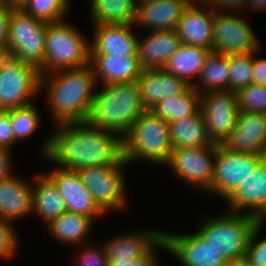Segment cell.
<instances>
[{
  "mask_svg": "<svg viewBox=\"0 0 266 266\" xmlns=\"http://www.w3.org/2000/svg\"><path fill=\"white\" fill-rule=\"evenodd\" d=\"M41 147L42 156L61 168L116 165L123 158V139L88 121L59 124Z\"/></svg>",
  "mask_w": 266,
  "mask_h": 266,
  "instance_id": "6da1fadb",
  "label": "cell"
},
{
  "mask_svg": "<svg viewBox=\"0 0 266 266\" xmlns=\"http://www.w3.org/2000/svg\"><path fill=\"white\" fill-rule=\"evenodd\" d=\"M97 80L91 64L40 76L53 124L86 122L96 94Z\"/></svg>",
  "mask_w": 266,
  "mask_h": 266,
  "instance_id": "7a4b0ae2",
  "label": "cell"
},
{
  "mask_svg": "<svg viewBox=\"0 0 266 266\" xmlns=\"http://www.w3.org/2000/svg\"><path fill=\"white\" fill-rule=\"evenodd\" d=\"M93 99L88 122L103 131L118 134L122 139L134 122L144 114L137 81L101 85Z\"/></svg>",
  "mask_w": 266,
  "mask_h": 266,
  "instance_id": "3957f363",
  "label": "cell"
},
{
  "mask_svg": "<svg viewBox=\"0 0 266 266\" xmlns=\"http://www.w3.org/2000/svg\"><path fill=\"white\" fill-rule=\"evenodd\" d=\"M172 150L169 123L149 110L134 122L123 138V156L128 165L144 160L164 166Z\"/></svg>",
  "mask_w": 266,
  "mask_h": 266,
  "instance_id": "277c9868",
  "label": "cell"
},
{
  "mask_svg": "<svg viewBox=\"0 0 266 266\" xmlns=\"http://www.w3.org/2000/svg\"><path fill=\"white\" fill-rule=\"evenodd\" d=\"M66 20L47 23L43 66L40 76L90 64V42Z\"/></svg>",
  "mask_w": 266,
  "mask_h": 266,
  "instance_id": "5b68a950",
  "label": "cell"
},
{
  "mask_svg": "<svg viewBox=\"0 0 266 266\" xmlns=\"http://www.w3.org/2000/svg\"><path fill=\"white\" fill-rule=\"evenodd\" d=\"M204 216L197 231L227 262L245 256L251 234L260 220L248 214L226 212Z\"/></svg>",
  "mask_w": 266,
  "mask_h": 266,
  "instance_id": "8992f818",
  "label": "cell"
},
{
  "mask_svg": "<svg viewBox=\"0 0 266 266\" xmlns=\"http://www.w3.org/2000/svg\"><path fill=\"white\" fill-rule=\"evenodd\" d=\"M47 23L26 14L21 8H13L8 22L6 53L22 62L43 66Z\"/></svg>",
  "mask_w": 266,
  "mask_h": 266,
  "instance_id": "52a82bcc",
  "label": "cell"
},
{
  "mask_svg": "<svg viewBox=\"0 0 266 266\" xmlns=\"http://www.w3.org/2000/svg\"><path fill=\"white\" fill-rule=\"evenodd\" d=\"M124 158L116 165L84 167L76 170L86 190L97 205L105 212L126 209L128 197Z\"/></svg>",
  "mask_w": 266,
  "mask_h": 266,
  "instance_id": "ba28073f",
  "label": "cell"
},
{
  "mask_svg": "<svg viewBox=\"0 0 266 266\" xmlns=\"http://www.w3.org/2000/svg\"><path fill=\"white\" fill-rule=\"evenodd\" d=\"M40 91V74L32 64L7 57L0 71V111L32 103Z\"/></svg>",
  "mask_w": 266,
  "mask_h": 266,
  "instance_id": "9c48e42d",
  "label": "cell"
},
{
  "mask_svg": "<svg viewBox=\"0 0 266 266\" xmlns=\"http://www.w3.org/2000/svg\"><path fill=\"white\" fill-rule=\"evenodd\" d=\"M216 144L173 149L165 164L186 185L208 192L214 177Z\"/></svg>",
  "mask_w": 266,
  "mask_h": 266,
  "instance_id": "30bf717a",
  "label": "cell"
},
{
  "mask_svg": "<svg viewBox=\"0 0 266 266\" xmlns=\"http://www.w3.org/2000/svg\"><path fill=\"white\" fill-rule=\"evenodd\" d=\"M266 156L232 152L216 144L214 177L209 193L226 201Z\"/></svg>",
  "mask_w": 266,
  "mask_h": 266,
  "instance_id": "8fae6325",
  "label": "cell"
},
{
  "mask_svg": "<svg viewBox=\"0 0 266 266\" xmlns=\"http://www.w3.org/2000/svg\"><path fill=\"white\" fill-rule=\"evenodd\" d=\"M238 13L215 11L213 20V51L228 55L254 53L261 49L260 41L247 19Z\"/></svg>",
  "mask_w": 266,
  "mask_h": 266,
  "instance_id": "7c38bea8",
  "label": "cell"
},
{
  "mask_svg": "<svg viewBox=\"0 0 266 266\" xmlns=\"http://www.w3.org/2000/svg\"><path fill=\"white\" fill-rule=\"evenodd\" d=\"M200 111L204 117L208 138L212 143L221 145L237 122L239 109L236 93L229 90L203 93Z\"/></svg>",
  "mask_w": 266,
  "mask_h": 266,
  "instance_id": "4fadbf2b",
  "label": "cell"
},
{
  "mask_svg": "<svg viewBox=\"0 0 266 266\" xmlns=\"http://www.w3.org/2000/svg\"><path fill=\"white\" fill-rule=\"evenodd\" d=\"M167 253L182 266H227V261L196 231L190 234L163 231Z\"/></svg>",
  "mask_w": 266,
  "mask_h": 266,
  "instance_id": "5bb4252c",
  "label": "cell"
},
{
  "mask_svg": "<svg viewBox=\"0 0 266 266\" xmlns=\"http://www.w3.org/2000/svg\"><path fill=\"white\" fill-rule=\"evenodd\" d=\"M43 173L57 187L68 212L84 215L93 220L106 214L86 190L76 170L56 166L54 170Z\"/></svg>",
  "mask_w": 266,
  "mask_h": 266,
  "instance_id": "9a60e30c",
  "label": "cell"
},
{
  "mask_svg": "<svg viewBox=\"0 0 266 266\" xmlns=\"http://www.w3.org/2000/svg\"><path fill=\"white\" fill-rule=\"evenodd\" d=\"M228 212L248 214L266 221V157L226 200ZM246 209V210H245Z\"/></svg>",
  "mask_w": 266,
  "mask_h": 266,
  "instance_id": "2e32d148",
  "label": "cell"
},
{
  "mask_svg": "<svg viewBox=\"0 0 266 266\" xmlns=\"http://www.w3.org/2000/svg\"><path fill=\"white\" fill-rule=\"evenodd\" d=\"M221 146L232 152L266 156V114L239 112L234 129Z\"/></svg>",
  "mask_w": 266,
  "mask_h": 266,
  "instance_id": "e0dca14e",
  "label": "cell"
},
{
  "mask_svg": "<svg viewBox=\"0 0 266 266\" xmlns=\"http://www.w3.org/2000/svg\"><path fill=\"white\" fill-rule=\"evenodd\" d=\"M214 13L208 3H190L176 27L181 44L213 50Z\"/></svg>",
  "mask_w": 266,
  "mask_h": 266,
  "instance_id": "ac0fdd59",
  "label": "cell"
},
{
  "mask_svg": "<svg viewBox=\"0 0 266 266\" xmlns=\"http://www.w3.org/2000/svg\"><path fill=\"white\" fill-rule=\"evenodd\" d=\"M133 25H95L94 37L89 41L90 55L138 57V37L132 32Z\"/></svg>",
  "mask_w": 266,
  "mask_h": 266,
  "instance_id": "d6986e66",
  "label": "cell"
},
{
  "mask_svg": "<svg viewBox=\"0 0 266 266\" xmlns=\"http://www.w3.org/2000/svg\"><path fill=\"white\" fill-rule=\"evenodd\" d=\"M180 45L176 29L150 31L143 40H138L137 56L141 70L163 69Z\"/></svg>",
  "mask_w": 266,
  "mask_h": 266,
  "instance_id": "ffe728a7",
  "label": "cell"
},
{
  "mask_svg": "<svg viewBox=\"0 0 266 266\" xmlns=\"http://www.w3.org/2000/svg\"><path fill=\"white\" fill-rule=\"evenodd\" d=\"M190 0H152L137 5L134 24L150 31L173 30Z\"/></svg>",
  "mask_w": 266,
  "mask_h": 266,
  "instance_id": "44dd1931",
  "label": "cell"
},
{
  "mask_svg": "<svg viewBox=\"0 0 266 266\" xmlns=\"http://www.w3.org/2000/svg\"><path fill=\"white\" fill-rule=\"evenodd\" d=\"M33 185L18 174L0 181V220L13 223L32 213Z\"/></svg>",
  "mask_w": 266,
  "mask_h": 266,
  "instance_id": "7402d4cb",
  "label": "cell"
},
{
  "mask_svg": "<svg viewBox=\"0 0 266 266\" xmlns=\"http://www.w3.org/2000/svg\"><path fill=\"white\" fill-rule=\"evenodd\" d=\"M163 231L139 228L105 241L103 245L108 260H128L145 255L163 237Z\"/></svg>",
  "mask_w": 266,
  "mask_h": 266,
  "instance_id": "603a6c76",
  "label": "cell"
},
{
  "mask_svg": "<svg viewBox=\"0 0 266 266\" xmlns=\"http://www.w3.org/2000/svg\"><path fill=\"white\" fill-rule=\"evenodd\" d=\"M137 82L142 103L147 110L162 99L179 95L190 87L185 80L167 73L164 69L143 70Z\"/></svg>",
  "mask_w": 266,
  "mask_h": 266,
  "instance_id": "cb8c5ba5",
  "label": "cell"
},
{
  "mask_svg": "<svg viewBox=\"0 0 266 266\" xmlns=\"http://www.w3.org/2000/svg\"><path fill=\"white\" fill-rule=\"evenodd\" d=\"M90 64L100 85L134 82L142 71L138 57L90 55Z\"/></svg>",
  "mask_w": 266,
  "mask_h": 266,
  "instance_id": "d4e9b609",
  "label": "cell"
},
{
  "mask_svg": "<svg viewBox=\"0 0 266 266\" xmlns=\"http://www.w3.org/2000/svg\"><path fill=\"white\" fill-rule=\"evenodd\" d=\"M35 176V181L32 183V214L36 213L40 221L48 225L67 210L55 184L43 172Z\"/></svg>",
  "mask_w": 266,
  "mask_h": 266,
  "instance_id": "484cf974",
  "label": "cell"
},
{
  "mask_svg": "<svg viewBox=\"0 0 266 266\" xmlns=\"http://www.w3.org/2000/svg\"><path fill=\"white\" fill-rule=\"evenodd\" d=\"M94 221L90 217L66 211L45 226L49 236L55 241L67 244L66 246H80L88 244Z\"/></svg>",
  "mask_w": 266,
  "mask_h": 266,
  "instance_id": "4316f807",
  "label": "cell"
},
{
  "mask_svg": "<svg viewBox=\"0 0 266 266\" xmlns=\"http://www.w3.org/2000/svg\"><path fill=\"white\" fill-rule=\"evenodd\" d=\"M211 51L213 50L181 44L163 69L167 73L185 80L190 86H194L193 79L198 80L205 59Z\"/></svg>",
  "mask_w": 266,
  "mask_h": 266,
  "instance_id": "83f0119b",
  "label": "cell"
},
{
  "mask_svg": "<svg viewBox=\"0 0 266 266\" xmlns=\"http://www.w3.org/2000/svg\"><path fill=\"white\" fill-rule=\"evenodd\" d=\"M170 140L173 149L211 146L204 117L199 110L196 114L169 122Z\"/></svg>",
  "mask_w": 266,
  "mask_h": 266,
  "instance_id": "f1b7e54d",
  "label": "cell"
},
{
  "mask_svg": "<svg viewBox=\"0 0 266 266\" xmlns=\"http://www.w3.org/2000/svg\"><path fill=\"white\" fill-rule=\"evenodd\" d=\"M90 20L94 25L131 24L135 22L134 0H89Z\"/></svg>",
  "mask_w": 266,
  "mask_h": 266,
  "instance_id": "f546056e",
  "label": "cell"
},
{
  "mask_svg": "<svg viewBox=\"0 0 266 266\" xmlns=\"http://www.w3.org/2000/svg\"><path fill=\"white\" fill-rule=\"evenodd\" d=\"M201 94L190 86L179 95L162 99L149 109L155 116L172 122L196 114L200 110Z\"/></svg>",
  "mask_w": 266,
  "mask_h": 266,
  "instance_id": "4dcf8cb0",
  "label": "cell"
},
{
  "mask_svg": "<svg viewBox=\"0 0 266 266\" xmlns=\"http://www.w3.org/2000/svg\"><path fill=\"white\" fill-rule=\"evenodd\" d=\"M229 74L230 67L227 56L211 51L205 59L198 80H195L199 84L195 82L194 87L199 94L229 90Z\"/></svg>",
  "mask_w": 266,
  "mask_h": 266,
  "instance_id": "1f68e13d",
  "label": "cell"
},
{
  "mask_svg": "<svg viewBox=\"0 0 266 266\" xmlns=\"http://www.w3.org/2000/svg\"><path fill=\"white\" fill-rule=\"evenodd\" d=\"M71 0H26L21 9L28 15L46 23L60 22L70 9Z\"/></svg>",
  "mask_w": 266,
  "mask_h": 266,
  "instance_id": "d6a6232c",
  "label": "cell"
},
{
  "mask_svg": "<svg viewBox=\"0 0 266 266\" xmlns=\"http://www.w3.org/2000/svg\"><path fill=\"white\" fill-rule=\"evenodd\" d=\"M36 105L32 102L26 106L10 110L11 125L15 135V140H24L36 133L42 124L41 115Z\"/></svg>",
  "mask_w": 266,
  "mask_h": 266,
  "instance_id": "836d02e7",
  "label": "cell"
},
{
  "mask_svg": "<svg viewBox=\"0 0 266 266\" xmlns=\"http://www.w3.org/2000/svg\"><path fill=\"white\" fill-rule=\"evenodd\" d=\"M229 91L237 92L253 83V53L228 55Z\"/></svg>",
  "mask_w": 266,
  "mask_h": 266,
  "instance_id": "e575fe53",
  "label": "cell"
},
{
  "mask_svg": "<svg viewBox=\"0 0 266 266\" xmlns=\"http://www.w3.org/2000/svg\"><path fill=\"white\" fill-rule=\"evenodd\" d=\"M239 112L266 114V86L252 83L236 92Z\"/></svg>",
  "mask_w": 266,
  "mask_h": 266,
  "instance_id": "d590c367",
  "label": "cell"
},
{
  "mask_svg": "<svg viewBox=\"0 0 266 266\" xmlns=\"http://www.w3.org/2000/svg\"><path fill=\"white\" fill-rule=\"evenodd\" d=\"M265 223L260 221L254 228L246 249L245 257L252 266H266V237L258 239Z\"/></svg>",
  "mask_w": 266,
  "mask_h": 266,
  "instance_id": "8d00e7d4",
  "label": "cell"
},
{
  "mask_svg": "<svg viewBox=\"0 0 266 266\" xmlns=\"http://www.w3.org/2000/svg\"><path fill=\"white\" fill-rule=\"evenodd\" d=\"M13 223L0 220V259H12L18 251L19 237Z\"/></svg>",
  "mask_w": 266,
  "mask_h": 266,
  "instance_id": "74e56055",
  "label": "cell"
},
{
  "mask_svg": "<svg viewBox=\"0 0 266 266\" xmlns=\"http://www.w3.org/2000/svg\"><path fill=\"white\" fill-rule=\"evenodd\" d=\"M159 248L167 251V243L164 237H162L145 255L128 260H109V266H157L159 258H157L158 254L156 249L159 250Z\"/></svg>",
  "mask_w": 266,
  "mask_h": 266,
  "instance_id": "f35d334b",
  "label": "cell"
},
{
  "mask_svg": "<svg viewBox=\"0 0 266 266\" xmlns=\"http://www.w3.org/2000/svg\"><path fill=\"white\" fill-rule=\"evenodd\" d=\"M89 244L85 245H80L78 246L79 248H86L80 255L78 256V263L77 265L81 266H109V260L107 258V254L105 251V247L102 244L101 247L99 248V245L92 247ZM91 246V247H90ZM96 246V247H95Z\"/></svg>",
  "mask_w": 266,
  "mask_h": 266,
  "instance_id": "ab89813d",
  "label": "cell"
},
{
  "mask_svg": "<svg viewBox=\"0 0 266 266\" xmlns=\"http://www.w3.org/2000/svg\"><path fill=\"white\" fill-rule=\"evenodd\" d=\"M18 143L11 125L10 110L0 111V148L12 150V146Z\"/></svg>",
  "mask_w": 266,
  "mask_h": 266,
  "instance_id": "60d3db41",
  "label": "cell"
},
{
  "mask_svg": "<svg viewBox=\"0 0 266 266\" xmlns=\"http://www.w3.org/2000/svg\"><path fill=\"white\" fill-rule=\"evenodd\" d=\"M14 7L0 0V51L6 52L8 43V22L10 13Z\"/></svg>",
  "mask_w": 266,
  "mask_h": 266,
  "instance_id": "b9f144b4",
  "label": "cell"
},
{
  "mask_svg": "<svg viewBox=\"0 0 266 266\" xmlns=\"http://www.w3.org/2000/svg\"><path fill=\"white\" fill-rule=\"evenodd\" d=\"M245 3L246 0H210L208 4L215 10L219 12H223L225 10V13L229 11H233L232 13H235L234 11H238L237 13L240 14L241 11L245 9ZM222 10V11H221ZM227 10V11H226Z\"/></svg>",
  "mask_w": 266,
  "mask_h": 266,
  "instance_id": "7bdbcfd3",
  "label": "cell"
},
{
  "mask_svg": "<svg viewBox=\"0 0 266 266\" xmlns=\"http://www.w3.org/2000/svg\"><path fill=\"white\" fill-rule=\"evenodd\" d=\"M259 51L253 53V83L266 86V58H255L254 56Z\"/></svg>",
  "mask_w": 266,
  "mask_h": 266,
  "instance_id": "ee69618b",
  "label": "cell"
},
{
  "mask_svg": "<svg viewBox=\"0 0 266 266\" xmlns=\"http://www.w3.org/2000/svg\"><path fill=\"white\" fill-rule=\"evenodd\" d=\"M11 150L0 148V181L6 180L15 175L11 171Z\"/></svg>",
  "mask_w": 266,
  "mask_h": 266,
  "instance_id": "f6af8a7d",
  "label": "cell"
},
{
  "mask_svg": "<svg viewBox=\"0 0 266 266\" xmlns=\"http://www.w3.org/2000/svg\"><path fill=\"white\" fill-rule=\"evenodd\" d=\"M249 9V11H252L254 9V12L264 10L266 11V0H246L245 3V10ZM263 10V11H262Z\"/></svg>",
  "mask_w": 266,
  "mask_h": 266,
  "instance_id": "bcb514c9",
  "label": "cell"
},
{
  "mask_svg": "<svg viewBox=\"0 0 266 266\" xmlns=\"http://www.w3.org/2000/svg\"><path fill=\"white\" fill-rule=\"evenodd\" d=\"M227 266H252L249 260L243 256L227 263Z\"/></svg>",
  "mask_w": 266,
  "mask_h": 266,
  "instance_id": "7dc6e473",
  "label": "cell"
},
{
  "mask_svg": "<svg viewBox=\"0 0 266 266\" xmlns=\"http://www.w3.org/2000/svg\"><path fill=\"white\" fill-rule=\"evenodd\" d=\"M8 5L14 8H20L26 0H4Z\"/></svg>",
  "mask_w": 266,
  "mask_h": 266,
  "instance_id": "c3c4849f",
  "label": "cell"
},
{
  "mask_svg": "<svg viewBox=\"0 0 266 266\" xmlns=\"http://www.w3.org/2000/svg\"><path fill=\"white\" fill-rule=\"evenodd\" d=\"M9 55L6 52H2L0 51V71L2 69V66L4 64L5 59L8 57Z\"/></svg>",
  "mask_w": 266,
  "mask_h": 266,
  "instance_id": "681fc988",
  "label": "cell"
},
{
  "mask_svg": "<svg viewBox=\"0 0 266 266\" xmlns=\"http://www.w3.org/2000/svg\"><path fill=\"white\" fill-rule=\"evenodd\" d=\"M191 3H208L210 0H190Z\"/></svg>",
  "mask_w": 266,
  "mask_h": 266,
  "instance_id": "f907efd6",
  "label": "cell"
},
{
  "mask_svg": "<svg viewBox=\"0 0 266 266\" xmlns=\"http://www.w3.org/2000/svg\"><path fill=\"white\" fill-rule=\"evenodd\" d=\"M134 1L138 5V4H142L144 2H148V1H152V0H134Z\"/></svg>",
  "mask_w": 266,
  "mask_h": 266,
  "instance_id": "816d5d0a",
  "label": "cell"
}]
</instances>
